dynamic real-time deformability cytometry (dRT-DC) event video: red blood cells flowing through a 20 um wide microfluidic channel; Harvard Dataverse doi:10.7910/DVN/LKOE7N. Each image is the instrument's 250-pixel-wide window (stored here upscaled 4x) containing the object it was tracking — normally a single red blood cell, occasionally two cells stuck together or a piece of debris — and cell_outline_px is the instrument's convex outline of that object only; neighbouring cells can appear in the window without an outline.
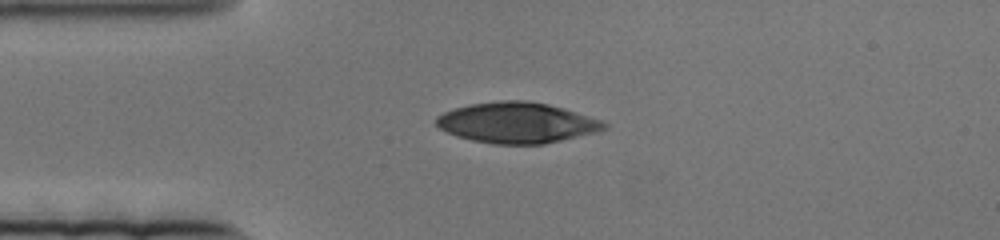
{"species": "human", "species_latin": "Homo sapiens", "temperature_condition": "cold", "stored_images_in_passage": 64, "camera_frame_rate_fps": 3000, "um_per_image_px": 0.085, "donor": {"sex": "female"}, "frame": {"image": 1, "passage_image": 1, "time_ms": 0.0, "image_size_px": [1000, 240], "cell_outline_px": [[608, 128], [600, 132], [544, 144], [492, 144], [472, 140], [456, 136], [440, 128], [436, 124], [436, 116], [444, 112], [468, 104], [500, 100], [528, 100], [548, 104], [564, 108], [604, 120], [608, 124]], "centroid_in_image_um": [44.0, 10.43], "position_along_channel_um": 41.0, "area_um2": 40.23}}
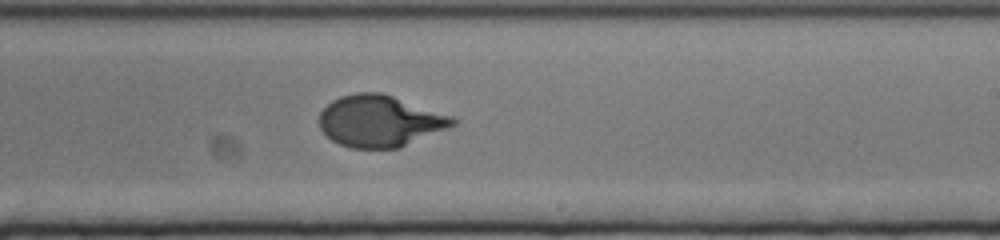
{"frame": {"image": 2, "passage_image": 30, "time_ms": 9.667, "image_size_px": [1000, 240], "cell_outline_px": [[456, 124], [448, 128], [400, 148], [352, 148], [340, 144], [332, 140], [320, 128], [320, 112], [332, 100], [340, 96], [356, 92], [380, 92], [452, 116], [456, 120]], "centroid_in_image_um": [32.28, 10.29], "position_along_channel_um": 256.7, "area_um2": 39.77}}
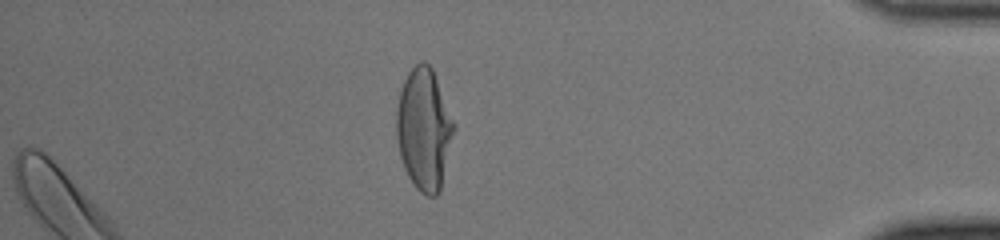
{"frame": {"image": 3, "passage_image": 53, "time_ms": 17.333, "image_size_px": [1000, 240], "cell_outline_px": [[456, 128], [440, 192], [436, 196], [428, 196], [420, 192], [416, 188], [408, 176], [404, 168], [400, 156], [396, 136], [396, 108], [400, 92], [404, 80], [408, 72], [420, 60], [424, 60], [432, 68], [456, 124]], "centroid_in_image_um": [36.05, 10.99], "position_along_channel_um": 399.1, "area_um2": 41.15}}